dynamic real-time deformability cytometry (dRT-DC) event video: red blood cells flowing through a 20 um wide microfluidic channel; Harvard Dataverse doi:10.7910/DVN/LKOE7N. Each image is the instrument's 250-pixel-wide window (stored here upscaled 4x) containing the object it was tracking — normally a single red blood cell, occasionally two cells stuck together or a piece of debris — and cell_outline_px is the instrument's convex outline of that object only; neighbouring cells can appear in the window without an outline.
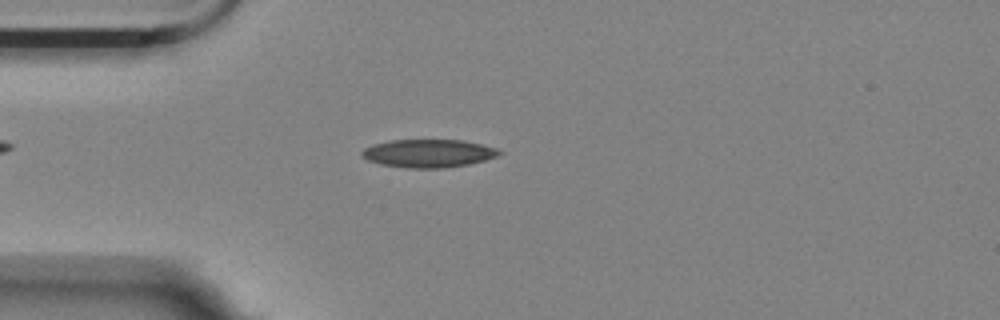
{"species": "Egyptian fruit bat (a non-hibernating species)", "species_latin": "Rousettus aegyptiacus", "temperature_condition": "room temperature", "stored_images_in_passage": 55, "camera_frame_rate_fps": 3000, "um_per_image_px": 0.085, "animal": {"sex": "female"}, "frame": {"image": 1, "passage_image": 14, "time_ms": 4.333, "image_size_px": [1000, 320], "cell_outline_px": [[504, 152], [500, 156], [468, 164], [440, 168], [408, 168], [380, 164], [368, 160], [360, 156], [360, 152], [364, 148], [372, 144], [392, 140], [464, 140], [496, 148]], "centroid_in_image_um": [36.4, 13.03], "position_along_channel_um": 48.6, "area_um2": 22.54}}
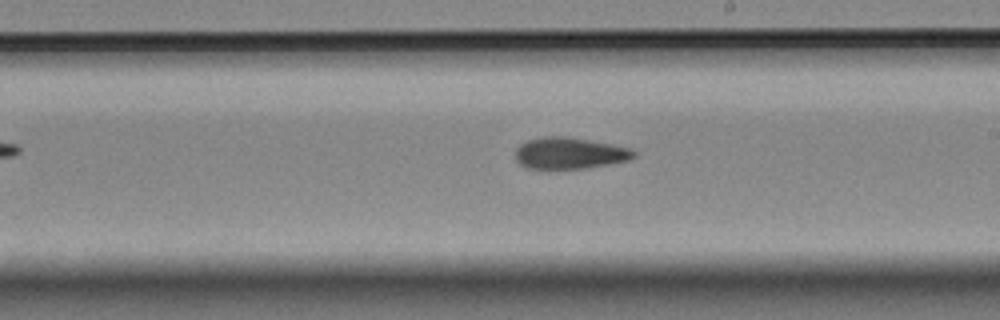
{"frame": {"image": 2, "passage_image": 31, "time_ms": 10.0, "image_size_px": [1000, 320], "cell_outline_px": [[636, 156], [628, 160], [608, 164], [584, 168], [528, 168], [520, 164], [516, 160], [516, 148], [520, 144], [528, 140], [540, 136], [568, 136], [612, 144], [632, 148], [636, 152]], "centroid_in_image_um": [48.42, 13.0], "position_along_channel_um": 240.6, "area_um2": 21.73}}
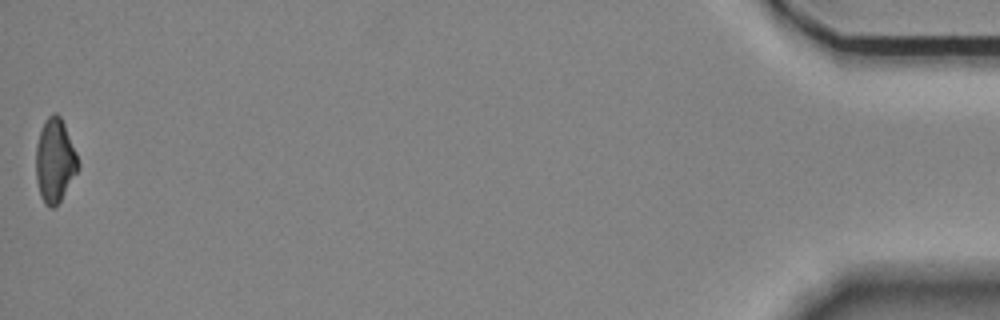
{"frame": {"image": 3, "passage_image": 55, "time_ms": 18.0, "image_size_px": [1000, 320], "cell_outline_px": [[80, 168], [60, 200], [52, 208], [48, 208], [44, 204], [40, 196], [36, 180], [36, 144], [44, 120], [52, 112], [56, 112], [60, 116], [64, 124], [76, 152], [80, 164]], "centroid_in_image_um": [4.66, 13.65], "position_along_channel_um": 430.5, "area_um2": 20.69}, "authors_computed_cell_mechanics": {"area_um2": 21.7906, "velocity_mm_per_s": 3.5648, "shape_relaxation_time_tau1_ms": 7.9748, "shape_relaxation_time_tau2_ms": 5.545, "deformation_change_tau1": 0.1814, "deformation_change_tau2": 0.1324}}